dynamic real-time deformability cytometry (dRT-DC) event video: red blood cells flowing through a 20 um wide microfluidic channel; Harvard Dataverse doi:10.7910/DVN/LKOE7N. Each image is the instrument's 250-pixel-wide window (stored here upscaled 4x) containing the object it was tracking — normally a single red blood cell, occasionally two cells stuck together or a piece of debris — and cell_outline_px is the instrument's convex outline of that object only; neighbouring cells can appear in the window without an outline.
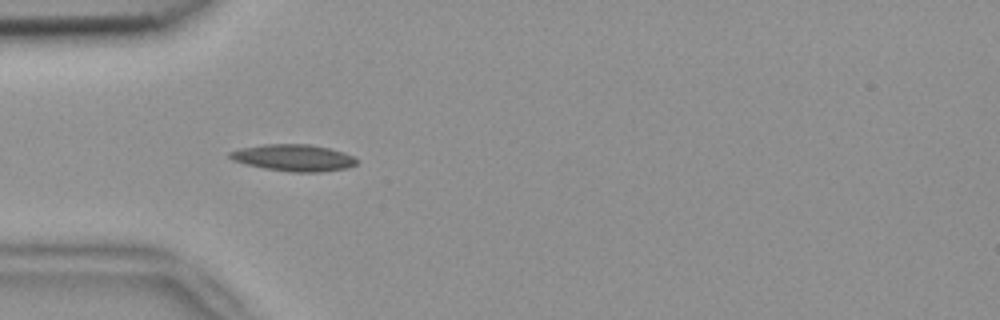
{"species": "common noctule bat (a hibernating species)", "species_latin": "Nyctalus noctula", "temperature_condition": "room temperature", "stored_images_in_passage": 10, "camera_frame_rate_fps": 3000, "um_per_image_px": 0.085, "animal": {"sex": "female", "body_mass_g": 18.4}, "frame": {"image": 1, "passage_image": 4, "time_ms": 1.0, "image_size_px": [1000, 320], "cell_outline_px": [[360, 160], [356, 164], [348, 168], [320, 172], [292, 172], [264, 168], [244, 164], [232, 160], [228, 156], [228, 152], [240, 148], [264, 144], [308, 144], [328, 148], [344, 152], [356, 156]], "centroid_in_image_um": [24.98, 13.41], "position_along_channel_um": 60.0, "area_um2": 20.0}}